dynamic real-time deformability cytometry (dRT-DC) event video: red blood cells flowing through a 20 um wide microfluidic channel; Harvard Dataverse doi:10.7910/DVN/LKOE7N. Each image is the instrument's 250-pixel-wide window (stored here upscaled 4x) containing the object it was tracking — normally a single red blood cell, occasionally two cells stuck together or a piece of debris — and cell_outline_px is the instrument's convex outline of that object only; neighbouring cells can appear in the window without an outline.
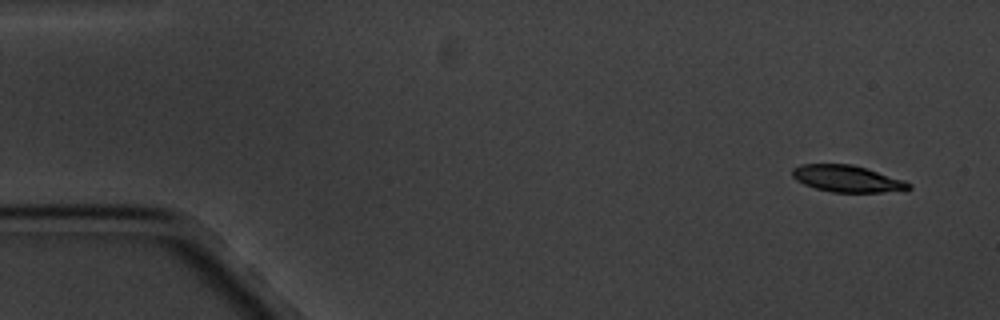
{"species": "common noctule bat (a hibernating species)", "species_latin": "Nyctalus noctula", "temperature_condition": "cold", "stored_images_in_passage": 4, "camera_frame_rate_fps": 3000, "um_per_image_px": 0.085, "animal": {"sex": "male", "body_mass_g": 20.1, "forearm_length_mm": 53.5}, "frame": {"image": 1, "passage_image": 1, "time_ms": 0.0, "image_size_px": [1000, 320], "cell_outline_px": [[912, 188], [904, 192], [832, 192], [816, 188], [804, 184], [796, 180], [792, 176], [792, 168], [800, 164], [852, 164], [904, 180], [912, 184]], "centroid_in_image_um": [72.05, 15.2], "position_along_channel_um": 13.0, "area_um2": 18.26}}
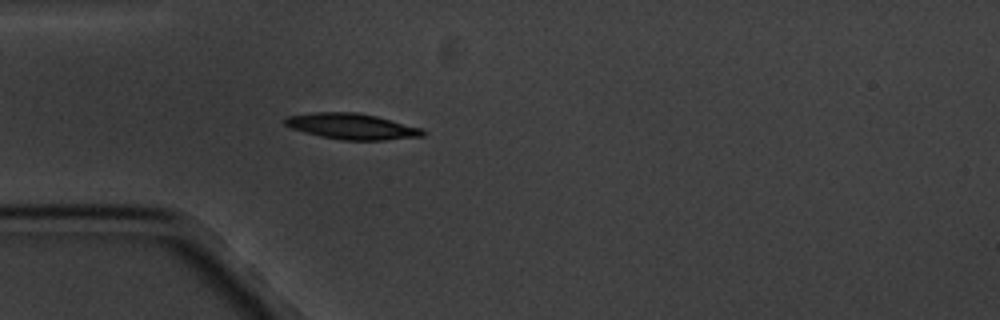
{"frame": {"image": 2, "passage_image": 4, "time_ms": 4.333, "image_size_px": [1000, 320], "cell_outline_px": [[424, 136], [384, 140], [344, 140], [320, 136], [292, 128], [284, 124], [284, 120], [288, 116], [316, 112], [356, 112], [376, 116], [424, 128]], "centroid_in_image_um": [29.95, 10.74], "position_along_channel_um": 55.1, "area_um2": 20.63}}